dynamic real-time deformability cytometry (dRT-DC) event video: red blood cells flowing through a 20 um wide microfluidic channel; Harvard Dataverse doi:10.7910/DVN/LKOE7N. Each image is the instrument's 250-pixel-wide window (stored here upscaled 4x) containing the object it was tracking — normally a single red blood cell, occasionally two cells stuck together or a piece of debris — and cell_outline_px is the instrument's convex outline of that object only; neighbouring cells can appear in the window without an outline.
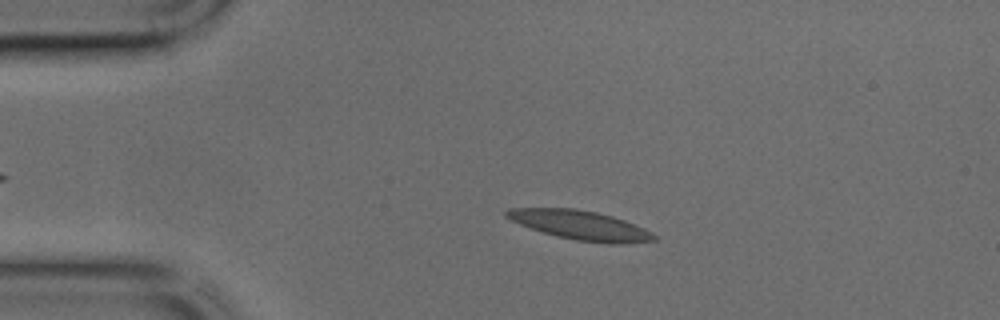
{"species": "common noctule bat (a hibernating species)", "species_latin": "Nyctalus noctula", "temperature_condition": "cold", "stored_images_in_passage": 38, "camera_frame_rate_fps": 3000, "um_per_image_px": 0.085, "animal": {"sex": "male", "body_mass_g": 17.9, "forearm_length_mm": 54.2}, "frame": {"image": 1, "passage_image": 8, "time_ms": 2.333, "image_size_px": [1000, 320], "cell_outline_px": [[656, 240], [620, 244], [608, 244], [576, 240], [556, 236], [520, 224], [504, 216], [504, 212], [508, 208], [572, 208], [596, 212], [612, 216], [624, 220], [644, 228], [652, 232], [656, 236]], "centroid_in_image_um": [49.34, 19.14], "position_along_channel_um": 35.7, "area_um2": 24.97}}
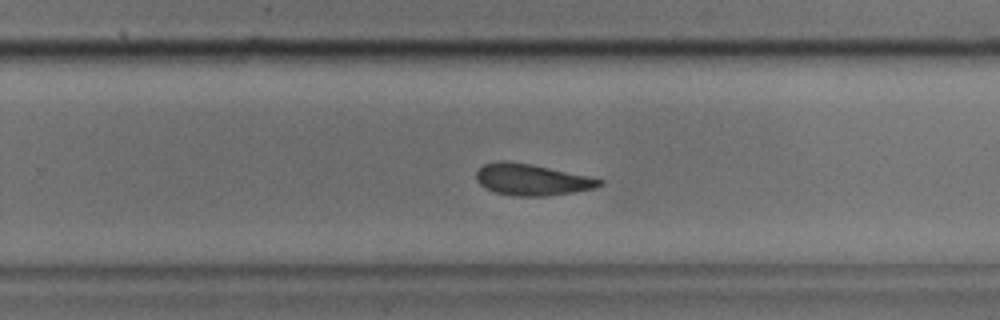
{"frame": {"image": 2, "passage_image": 27, "time_ms": 8.667, "image_size_px": [1000, 320], "cell_outline_px": [[604, 184], [596, 188], [572, 192], [544, 196], [512, 196], [496, 192], [484, 188], [476, 180], [476, 172], [484, 164], [496, 160], [504, 160], [532, 164], [588, 176], [604, 180]], "centroid_in_image_um": [45.19, 15.26], "position_along_channel_um": 284.6, "area_um2": 22.66}}
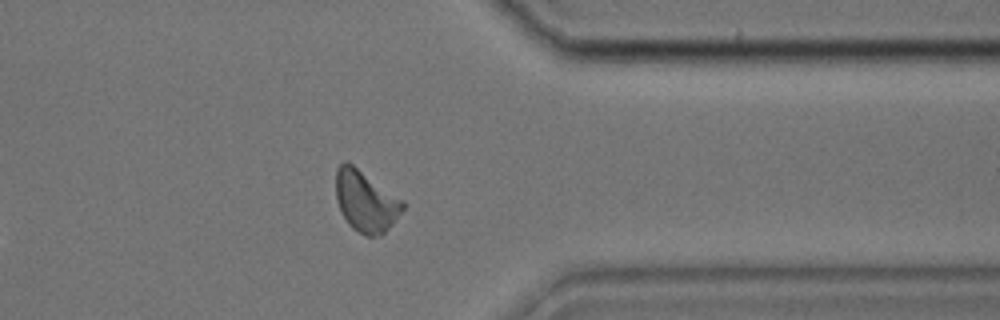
{"frame": {"image": 3, "passage_image": 34, "time_ms": 11.0, "image_size_px": [1000, 320], "cell_outline_px": [[404, 208], [392, 224], [380, 236], [364, 236], [352, 228], [348, 224], [336, 200], [336, 168], [344, 160], [352, 164], [404, 200]], "centroid_in_image_um": [31.08, 17.1], "position_along_channel_um": 380.3, "area_um2": 23.76}}